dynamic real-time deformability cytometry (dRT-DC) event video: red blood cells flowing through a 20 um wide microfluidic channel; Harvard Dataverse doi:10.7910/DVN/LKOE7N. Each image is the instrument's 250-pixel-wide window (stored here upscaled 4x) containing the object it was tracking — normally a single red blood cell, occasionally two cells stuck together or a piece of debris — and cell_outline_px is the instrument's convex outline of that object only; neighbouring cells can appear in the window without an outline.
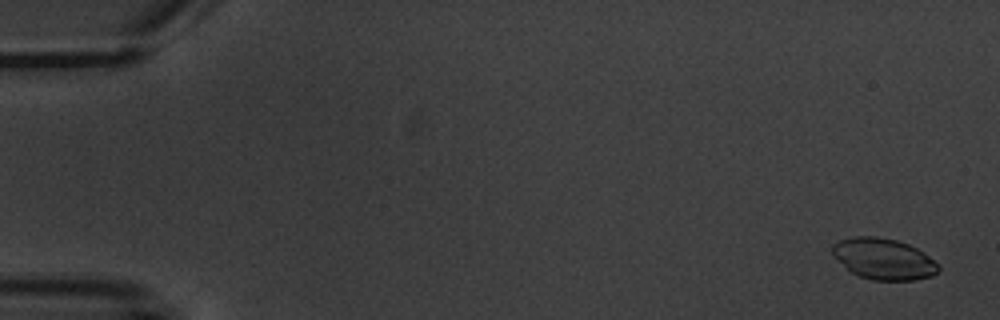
{"species": "common noctule bat (a hibernating species)", "species_latin": "Nyctalus noctula", "temperature_condition": "warm", "stored_images_in_passage": 5, "camera_frame_rate_fps": 3000, "um_per_image_px": 0.085, "animal": {"sex": "male", "body_mass_g": 20.1, "forearm_length_mm": 53.5}, "frame": {"image": 1, "passage_image": 1, "time_ms": 0.0, "image_size_px": [1000, 320], "cell_outline_px": [[940, 268], [932, 276], [916, 280], [872, 280], [860, 276], [852, 272], [832, 256], [832, 244], [840, 240], [852, 236], [876, 236], [896, 240], [908, 244], [924, 252]], "centroid_in_image_um": [75.07, 22.0], "position_along_channel_um": 9.9, "area_um2": 25.32}}
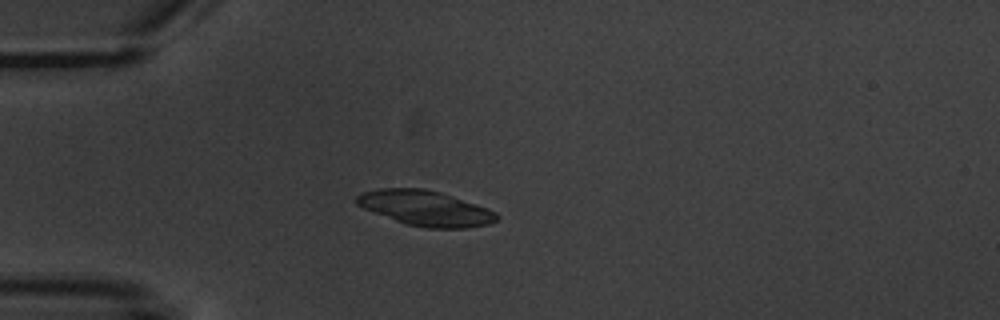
{"frame": {"image": 2, "passage_image": 5, "time_ms": 4.667, "image_size_px": [1000, 320], "cell_outline_px": [[500, 216], [496, 220], [488, 224], [464, 228], [424, 228], [404, 224], [364, 208], [356, 204], [356, 196], [364, 192], [380, 188], [424, 188], [440, 192], [488, 208], [496, 212]], "centroid_in_image_um": [36.17, 17.7], "position_along_channel_um": 48.8, "area_um2": 28.61}}